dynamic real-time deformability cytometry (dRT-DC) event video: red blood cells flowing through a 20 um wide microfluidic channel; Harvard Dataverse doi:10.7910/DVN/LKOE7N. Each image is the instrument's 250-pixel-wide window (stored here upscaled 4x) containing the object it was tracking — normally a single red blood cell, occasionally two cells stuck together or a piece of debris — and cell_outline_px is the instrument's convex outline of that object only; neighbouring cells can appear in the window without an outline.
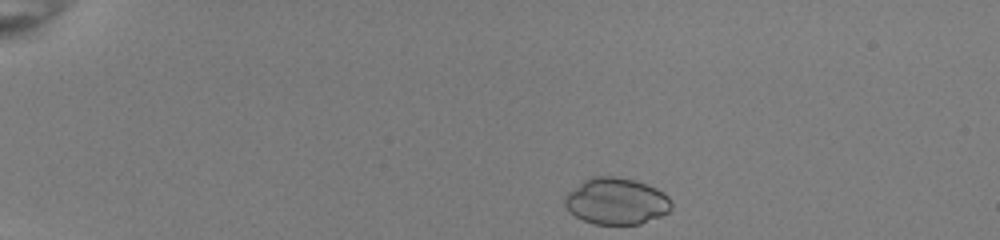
{"species": "common noctule bat (a hibernating species)", "species_latin": "Nyctalus noctula", "temperature_condition": "room temperature", "stored_images_in_passage": 42, "camera_frame_rate_fps": 3000, "um_per_image_px": 0.085, "animal": {"sex": "female", "body_mass_g": 22.0, "forearm_length_mm": 56.7}, "frame": {"image": 1, "passage_image": 1, "time_ms": 0.0, "image_size_px": [1000, 240], "cell_outline_px": [[672, 208], [668, 212], [660, 216], [640, 224], [596, 224], [584, 220], [576, 216], [564, 204], [564, 196], [568, 192], [584, 180], [592, 176], [616, 176], [636, 180], [656, 188], [664, 192], [668, 196], [672, 204]], "centroid_in_image_um": [52.41, 17.09], "position_along_channel_um": 32.6, "area_um2": 28.9}}
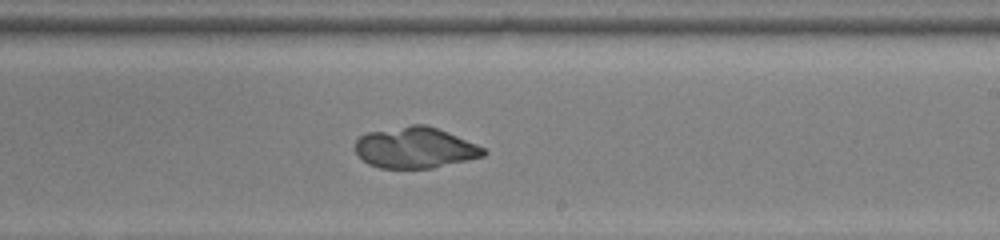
{"frame": {"image": 2, "passage_image": 24, "time_ms": 7.667, "image_size_px": [1000, 240], "cell_outline_px": [[488, 152], [484, 156], [432, 168], [380, 168], [368, 164], [356, 152], [356, 140], [360, 136], [368, 132], [412, 124], [424, 124], [448, 132], [476, 144], [484, 148]], "centroid_in_image_um": [35.29, 12.55], "position_along_channel_um": 253.7, "area_um2": 30.46}}
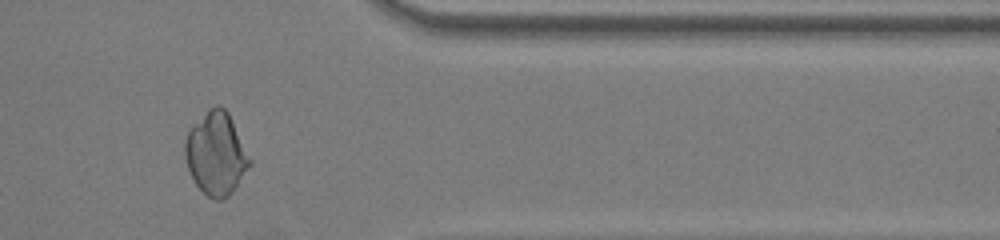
{"frame": {"image": 3, "passage_image": 35, "time_ms": 11.333, "image_size_px": [1000, 240], "cell_outline_px": [[252, 164], [232, 192], [228, 196], [220, 200], [212, 200], [196, 184], [188, 168], [184, 156], [184, 140], [188, 128], [208, 108], [216, 104], [220, 104], [228, 112], [252, 160]], "centroid_in_image_um": [18.35, 13.03], "position_along_channel_um": 393.0, "area_um2": 31.5}}